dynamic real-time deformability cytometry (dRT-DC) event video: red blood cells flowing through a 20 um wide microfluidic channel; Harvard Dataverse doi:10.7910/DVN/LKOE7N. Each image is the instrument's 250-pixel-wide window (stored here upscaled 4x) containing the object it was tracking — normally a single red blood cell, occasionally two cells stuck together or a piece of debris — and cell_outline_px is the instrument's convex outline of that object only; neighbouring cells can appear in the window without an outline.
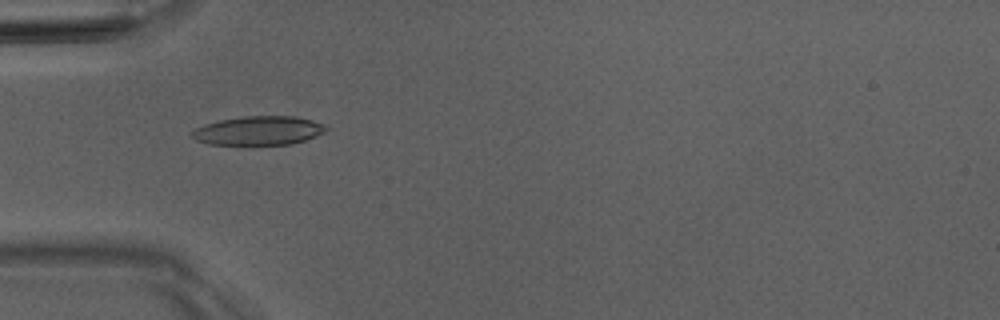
{"species": "Egyptian fruit bat (a non-hibernating species)", "species_latin": "Rousettus aegyptiacus", "temperature_condition": "room temperature", "stored_images_in_passage": 7, "camera_frame_rate_fps": 3000, "um_per_image_px": 0.085, "animal": {"sex": "male"}, "frame": {"image": 1, "passage_image": 5, "time_ms": 4.667, "image_size_px": [1000, 320], "cell_outline_px": [[328, 128], [324, 132], [316, 136], [292, 144], [208, 144], [196, 140], [192, 136], [192, 132], [196, 128], [204, 124], [220, 120], [240, 116], [292, 116], [312, 120], [324, 124]], "centroid_in_image_um": [21.98, 11.09], "position_along_channel_um": 63.0, "area_um2": 22.43}}
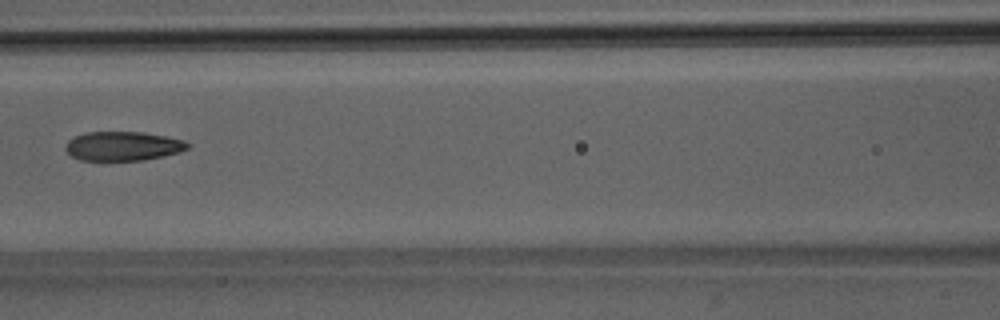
{"frame": {"image": 2, "passage_image": 7, "time_ms": 7.0, "image_size_px": [1000, 320], "cell_outline_px": [[192, 144], [188, 148], [180, 152], [164, 156], [144, 160], [80, 160], [72, 156], [64, 148], [68, 140], [84, 132], [140, 132], [164, 136], [184, 140]], "centroid_in_image_um": [10.46, 12.42], "position_along_channel_um": 156.1, "area_um2": 20.75}}